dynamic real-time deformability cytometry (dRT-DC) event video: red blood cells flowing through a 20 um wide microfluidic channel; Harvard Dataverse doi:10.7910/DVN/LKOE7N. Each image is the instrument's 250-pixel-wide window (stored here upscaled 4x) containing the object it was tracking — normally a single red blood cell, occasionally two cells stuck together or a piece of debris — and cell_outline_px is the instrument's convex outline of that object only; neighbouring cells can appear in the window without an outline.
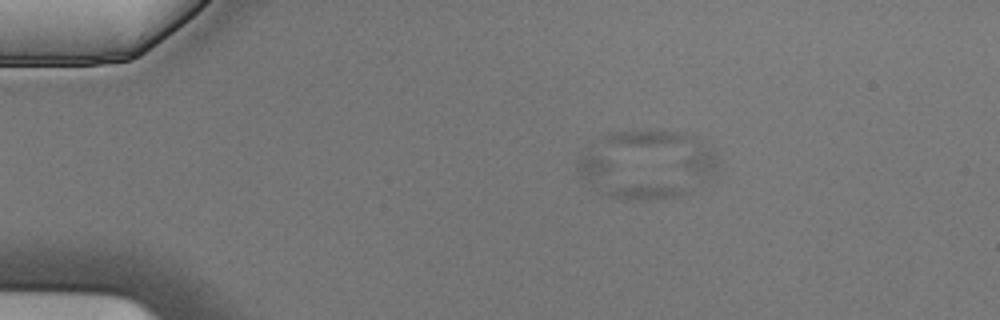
{"species": "Egyptian fruit bat (a non-hibernating species)", "species_latin": "Rousettus aegyptiacus", "temperature_condition": "cold", "stored_images_in_passage": 7, "camera_frame_rate_fps": 3000, "um_per_image_px": 0.085, "animal": {"sex": "male"}, "frame": {"image": 1, "passage_image": 1, "time_ms": 0.0, "image_size_px": [1000, 320], "cell_outline_px": [[692, 192], [680, 196], [656, 200], [620, 200], [600, 192], [576, 172], [576, 160], [584, 156], [596, 156], [692, 188]], "centroid_in_image_um": [53.26, 15.38], "position_along_channel_um": 31.7, "area_um2": 21.1}}